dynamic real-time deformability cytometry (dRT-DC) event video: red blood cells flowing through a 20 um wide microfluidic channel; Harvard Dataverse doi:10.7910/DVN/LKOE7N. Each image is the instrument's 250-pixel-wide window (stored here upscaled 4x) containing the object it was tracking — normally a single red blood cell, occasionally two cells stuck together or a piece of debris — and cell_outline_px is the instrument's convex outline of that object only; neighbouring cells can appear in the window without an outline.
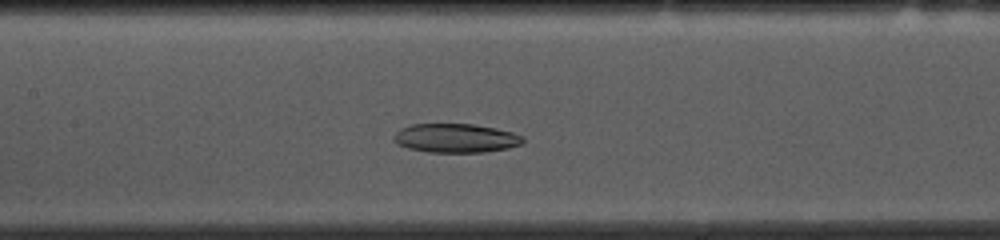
{"species": "common noctule bat (a hibernating species)", "species_latin": "Nyctalus noctula", "temperature_condition": "cold", "stored_images_in_passage": 40, "camera_frame_rate_fps": 3000, "um_per_image_px": 0.085, "animal": {"sex": "female", "body_mass_g": 10.0, "forearm_length_mm": 53.1}, "frame": {"image": 1, "passage_image": 18, "time_ms": 5.667, "image_size_px": [1000, 240], "cell_outline_px": [[524, 144], [508, 148], [484, 152], [428, 152], [408, 148], [396, 144], [392, 136], [400, 128], [412, 124], [472, 124], [496, 128], [512, 132], [524, 136]], "centroid_in_image_um": [38.74, 11.74], "position_along_channel_um": 168.7, "area_um2": 21.96}}
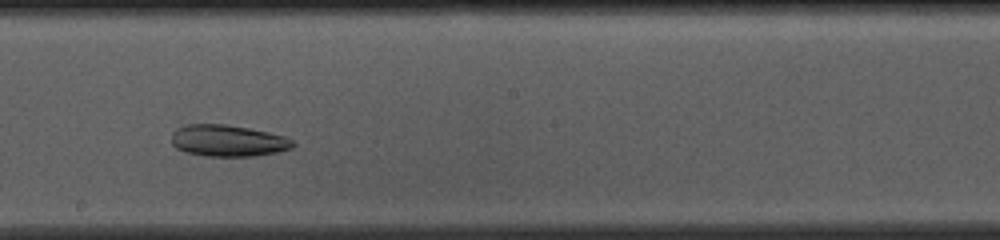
{"frame": {"image": 2, "passage_image": 23, "time_ms": 7.333, "image_size_px": [1000, 240], "cell_outline_px": [[296, 144], [292, 148], [276, 152], [256, 156], [208, 156], [184, 152], [176, 148], [172, 144], [172, 132], [176, 128], [184, 124], [228, 124], [268, 132], [284, 136], [292, 140]], "centroid_in_image_um": [19.35, 11.95], "position_along_channel_um": 228.9, "area_um2": 22.48}}